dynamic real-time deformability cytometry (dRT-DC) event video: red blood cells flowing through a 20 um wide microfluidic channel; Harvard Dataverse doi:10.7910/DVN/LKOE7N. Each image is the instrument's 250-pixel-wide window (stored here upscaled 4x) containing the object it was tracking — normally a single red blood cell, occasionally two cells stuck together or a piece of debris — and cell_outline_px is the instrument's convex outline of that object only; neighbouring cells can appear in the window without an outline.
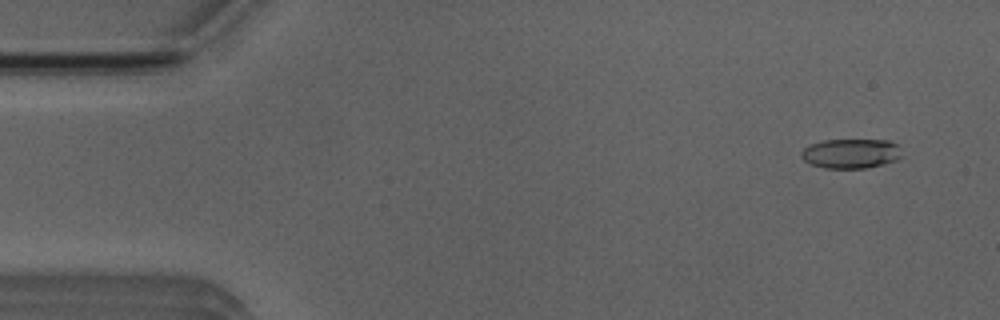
{"species": "Egyptian fruit bat (a non-hibernating species)", "species_latin": "Rousettus aegyptiacus", "temperature_condition": "room temperature", "stored_images_in_passage": 4, "camera_frame_rate_fps": 3000, "um_per_image_px": 0.085, "animal": {"sex": "male"}, "frame": {"image": 1, "passage_image": 2, "time_ms": 1.0, "image_size_px": [1000, 320], "cell_outline_px": [[900, 156], [896, 160], [884, 164], [868, 168], [824, 168], [812, 164], [804, 160], [800, 156], [800, 152], [804, 148], [812, 144], [824, 140], [888, 140], [896, 144]], "centroid_in_image_um": [72.29, 13.05], "position_along_channel_um": 12.7, "area_um2": 17.17}}